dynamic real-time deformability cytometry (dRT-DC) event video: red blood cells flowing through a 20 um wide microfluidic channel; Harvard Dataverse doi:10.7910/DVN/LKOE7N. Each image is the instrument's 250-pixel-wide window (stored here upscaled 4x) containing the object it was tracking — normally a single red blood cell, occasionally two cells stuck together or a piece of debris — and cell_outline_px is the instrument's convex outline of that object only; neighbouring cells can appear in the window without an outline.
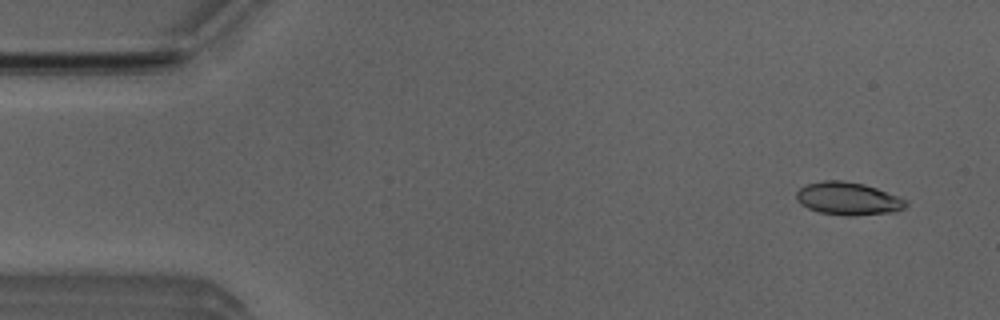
{"species": "Egyptian fruit bat (a non-hibernating species)", "species_latin": "Rousettus aegyptiacus", "temperature_condition": "room temperature", "stored_images_in_passage": 53, "camera_frame_rate_fps": 3000, "um_per_image_px": 0.085, "animal": {"sex": "male"}, "frame": {"image": 1, "passage_image": 4, "time_ms": 1.0, "image_size_px": [1000, 320], "cell_outline_px": [[908, 204], [904, 208], [896, 212], [852, 216], [848, 216], [820, 212], [808, 208], [800, 204], [796, 200], [796, 192], [800, 188], [808, 184], [824, 180], [840, 180], [864, 184], [876, 188], [908, 200]], "centroid_in_image_um": [72.1, 16.89], "position_along_channel_um": 12.9, "area_um2": 20.98}}
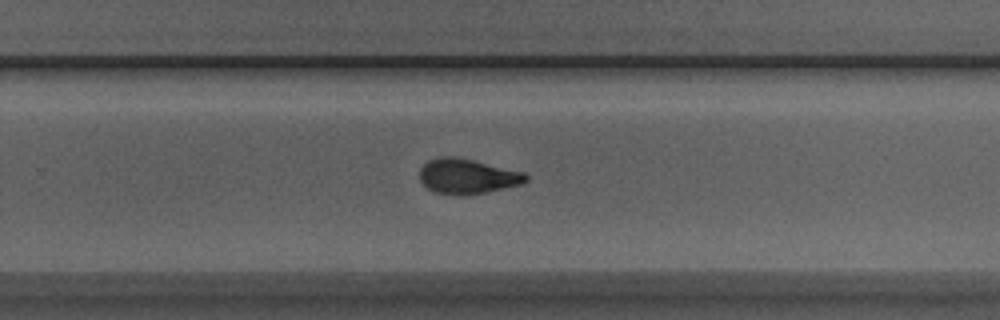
{"frame": {"image": 2, "passage_image": 34, "time_ms": 11.0, "image_size_px": [1000, 320], "cell_outline_px": [[528, 180], [520, 184], [504, 188], [484, 192], [460, 196], [436, 192], [428, 188], [420, 180], [420, 168], [428, 160], [440, 156], [452, 156], [472, 160], [524, 172], [528, 176]], "centroid_in_image_um": [39.7, 14.98], "position_along_channel_um": 290.1, "area_um2": 21.44}}
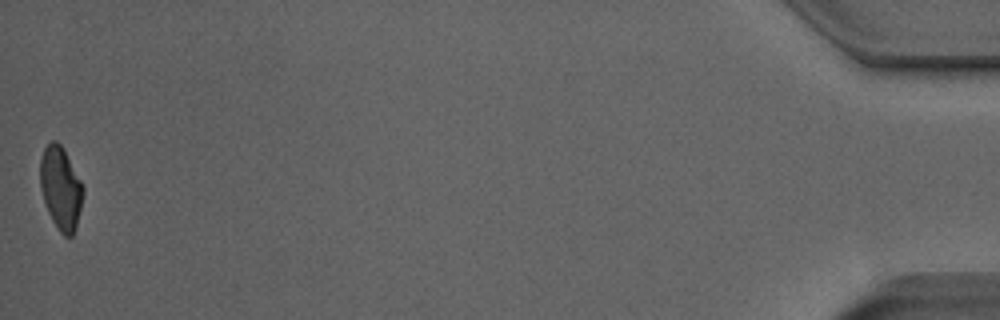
{"frame": {"image": 3, "passage_image": 53, "time_ms": 17.333, "image_size_px": [1000, 320], "cell_outline_px": [[84, 192], [76, 224], [72, 236], [64, 236], [60, 232], [52, 220], [48, 212], [44, 200], [40, 184], [40, 160], [44, 148], [52, 140], [56, 140], [64, 148], [84, 184]], "centroid_in_image_um": [5.17, 15.94], "position_along_channel_um": 430.0, "area_um2": 20.75}, "authors_computed_cell_mechanics": {"area_um2": 21.4438, "velocity_mm_per_s": 3.856, "shape_relaxation_time_tau1_ms": 5.9058, "shape_relaxation_time_tau2_ms": 1.3895, "deformation_change_tau1": 0.1814, "deformation_change_tau2": 0.0764}}